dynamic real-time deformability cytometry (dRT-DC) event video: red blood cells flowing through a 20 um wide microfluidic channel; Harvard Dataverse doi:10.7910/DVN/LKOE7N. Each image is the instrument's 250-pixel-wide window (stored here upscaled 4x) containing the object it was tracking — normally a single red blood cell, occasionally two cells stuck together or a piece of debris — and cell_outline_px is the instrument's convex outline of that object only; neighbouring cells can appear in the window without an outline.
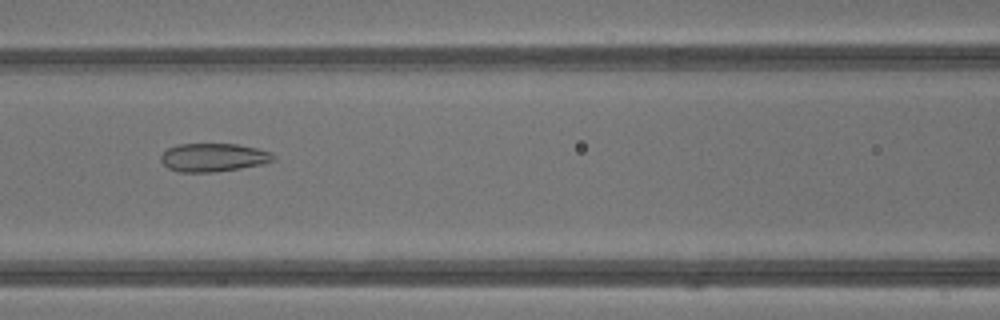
{"species": "common noctule bat (a hibernating species)", "species_latin": "Nyctalus noctula", "temperature_condition": "warm", "stored_images_in_passage": 40, "camera_frame_rate_fps": 3000, "um_per_image_px": 0.085, "animal": {"sex": "male", "body_mass_g": 13.3}, "frame": {"image": 1, "passage_image": 19, "time_ms": 6.0, "image_size_px": [1000, 320], "cell_outline_px": [[276, 160], [260, 164], [240, 168], [212, 172], [180, 172], [168, 168], [160, 160], [160, 156], [168, 148], [180, 144], [236, 144], [256, 148], [272, 152], [276, 156]], "centroid_in_image_um": [18.15, 13.38], "position_along_channel_um": 148.5, "area_um2": 18.5}}
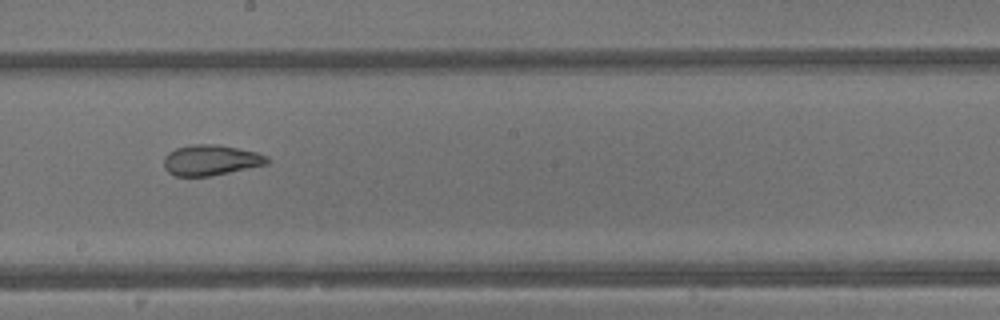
{"frame": {"image": 2, "passage_image": 24, "time_ms": 7.667, "image_size_px": [1000, 320], "cell_outline_px": [[268, 164], [212, 176], [176, 176], [168, 172], [164, 168], [164, 156], [168, 152], [176, 148], [192, 144], [212, 144], [236, 148], [256, 152], [268, 156]], "centroid_in_image_um": [17.9, 13.62], "position_along_channel_um": 230.3, "area_um2": 18.38}}
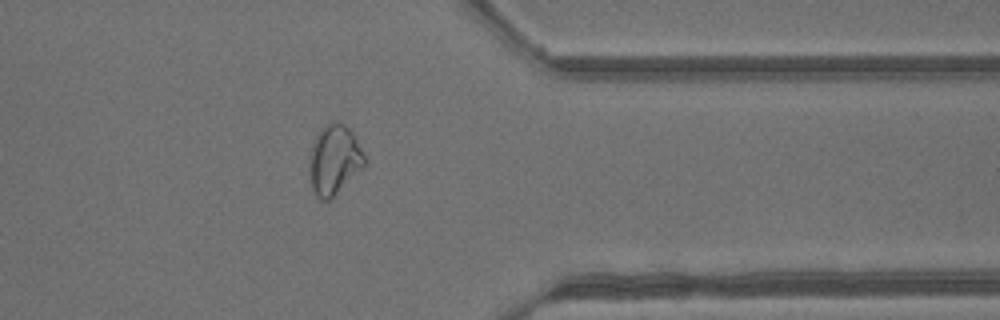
{"frame": {"image": 3, "passage_image": 34, "time_ms": 11.0, "image_size_px": [1000, 320], "cell_outline_px": [[364, 168], [332, 200], [320, 200], [316, 196], [312, 188], [308, 176], [308, 164], [312, 144], [316, 136], [324, 124], [332, 120], [344, 124], [352, 132], [364, 156]], "centroid_in_image_um": [28.38, 13.63], "position_along_channel_um": 383.0, "area_um2": 22.89}}